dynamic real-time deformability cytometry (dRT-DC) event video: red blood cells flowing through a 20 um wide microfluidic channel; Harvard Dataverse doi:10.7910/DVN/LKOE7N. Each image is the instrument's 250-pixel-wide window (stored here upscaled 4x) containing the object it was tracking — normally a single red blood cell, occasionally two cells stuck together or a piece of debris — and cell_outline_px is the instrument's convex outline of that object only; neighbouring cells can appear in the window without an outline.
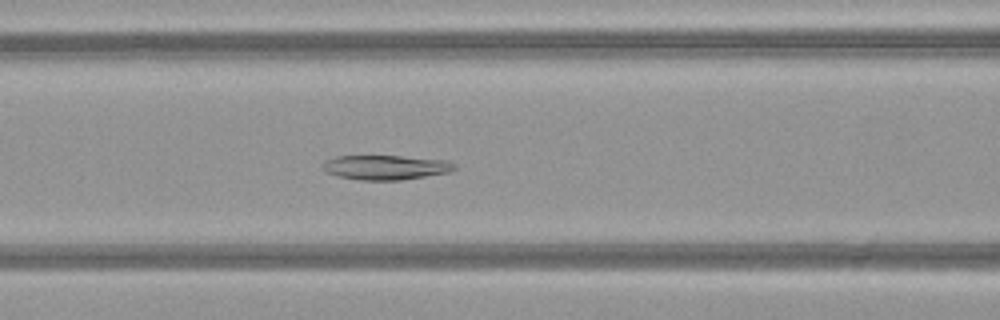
{"species": "common noctule bat (a hibernating species)", "species_latin": "Nyctalus noctula", "temperature_condition": "warm", "stored_images_in_passage": 50, "camera_frame_rate_fps": 3000, "um_per_image_px": 0.085, "animal": {"sex": "female", "body_mass_g": 21.9}, "frame": {"image": 1, "passage_image": 21, "time_ms": 6.667, "image_size_px": [1000, 320], "cell_outline_px": [[456, 168], [452, 172], [400, 180], [360, 180], [336, 176], [320, 168], [324, 160], [336, 156], [400, 156], [448, 160], [456, 164]], "centroid_in_image_um": [32.78, 14.22], "position_along_channel_um": 133.8, "area_um2": 19.07}}
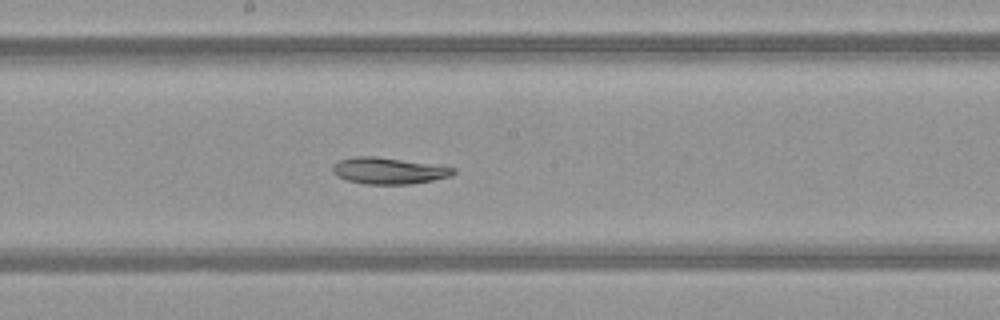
{"frame": {"image": 2, "passage_image": 27, "time_ms": 8.667, "image_size_px": [1000, 320], "cell_outline_px": [[456, 172], [452, 176], [412, 184], [364, 184], [348, 180], [336, 176], [332, 172], [332, 164], [340, 160], [352, 156], [376, 156], [456, 168]], "centroid_in_image_um": [32.99, 14.51], "position_along_channel_um": 215.2, "area_um2": 18.61}}
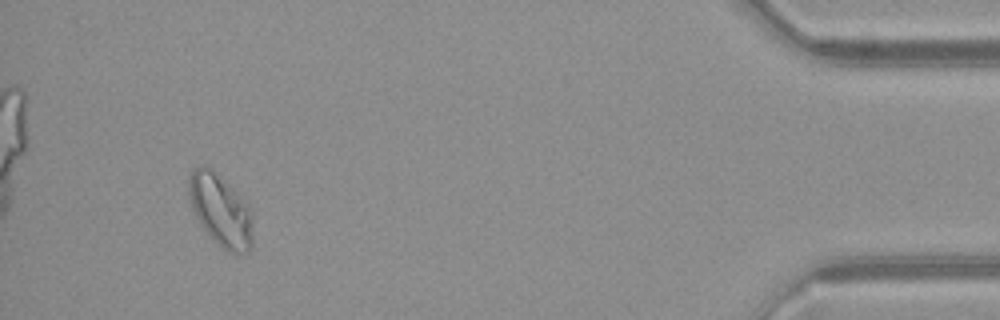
{"frame": {"image": 3, "passage_image": 47, "time_ms": 15.333, "image_size_px": [1000, 320], "cell_outline_px": [[252, 248], [248, 252], [236, 256], [228, 252], [216, 244], [212, 240], [200, 224], [188, 200], [188, 180], [192, 172], [200, 164], [208, 164], [248, 204], [252, 212]], "centroid_in_image_um": [18.75, 17.91], "position_along_channel_um": 416.4, "area_um2": 27.46}}